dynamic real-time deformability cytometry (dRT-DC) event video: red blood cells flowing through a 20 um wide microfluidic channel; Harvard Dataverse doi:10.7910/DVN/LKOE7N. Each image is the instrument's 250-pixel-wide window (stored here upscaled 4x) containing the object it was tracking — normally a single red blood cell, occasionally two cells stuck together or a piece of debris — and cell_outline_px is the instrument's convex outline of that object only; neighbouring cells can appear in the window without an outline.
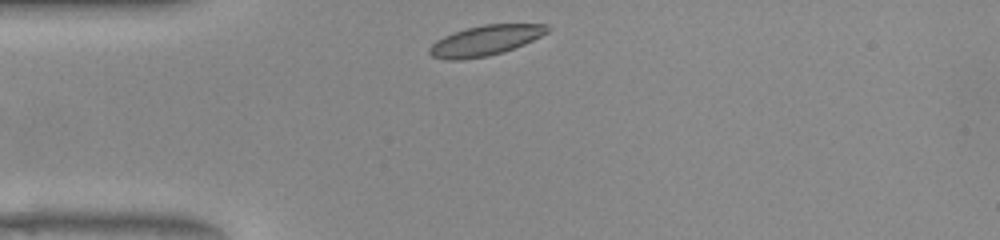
{"species": "common noctule bat (a hibernating species)", "species_latin": "Nyctalus noctula", "temperature_condition": "warm", "stored_images_in_passage": 31, "camera_frame_rate_fps": 3000, "um_per_image_px": 0.085, "animal": {"sex": "female", "body_mass_g": 22.0, "forearm_length_mm": 56.7}, "frame": {"image": 1, "passage_image": 1, "time_ms": 0.0, "image_size_px": [1000, 240], "cell_outline_px": [[548, 32], [524, 44], [504, 52], [488, 56], [460, 60], [444, 60], [432, 56], [428, 52], [428, 48], [436, 40], [452, 32], [484, 24], [548, 24]], "centroid_in_image_um": [41.21, 3.45], "position_along_channel_um": 43.8, "area_um2": 20.75}}
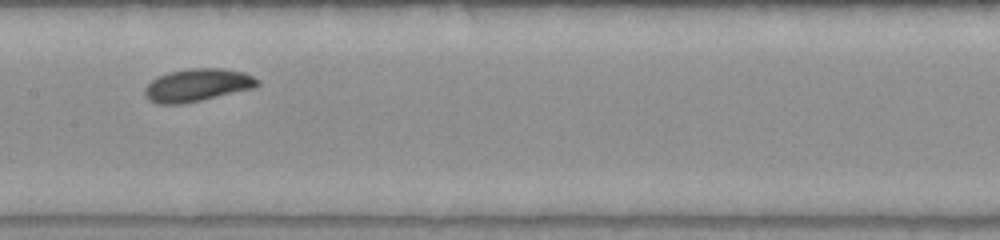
{"frame": {"image": 2, "passage_image": 14, "time_ms": 4.333, "image_size_px": [1000, 240], "cell_outline_px": [[260, 84], [256, 88], [200, 100], [180, 104], [156, 104], [148, 100], [144, 96], [144, 88], [152, 80], [168, 72], [188, 68], [220, 68], [244, 72], [260, 80]], "centroid_in_image_um": [16.78, 7.23], "position_along_channel_um": 190.6, "area_um2": 21.62}}
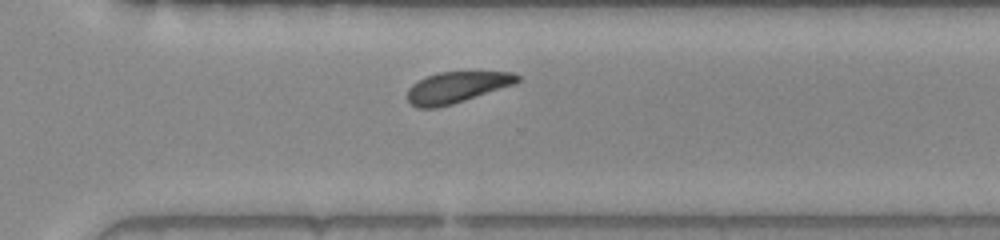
{"frame": {"image": 3, "passage_image": 25, "time_ms": 8.0, "image_size_px": [1000, 240], "cell_outline_px": [[520, 80], [516, 84], [452, 104], [436, 108], [416, 108], [408, 100], [408, 88], [412, 84], [428, 76], [440, 72], [512, 72], [520, 76]], "centroid_in_image_um": [38.84, 7.42], "position_along_channel_um": 331.8, "area_um2": 19.83}, "authors_computed_cell_mechanics": {"area_um2": 20.9814, "velocity_mm_per_s": 3.8459, "shape_relaxation_time_tau1_ms": 2.0422, "shape_relaxation_time_tau2_ms": null, "deformation_change_tau1": 0.0901, "deformation_change_tau2": null}}